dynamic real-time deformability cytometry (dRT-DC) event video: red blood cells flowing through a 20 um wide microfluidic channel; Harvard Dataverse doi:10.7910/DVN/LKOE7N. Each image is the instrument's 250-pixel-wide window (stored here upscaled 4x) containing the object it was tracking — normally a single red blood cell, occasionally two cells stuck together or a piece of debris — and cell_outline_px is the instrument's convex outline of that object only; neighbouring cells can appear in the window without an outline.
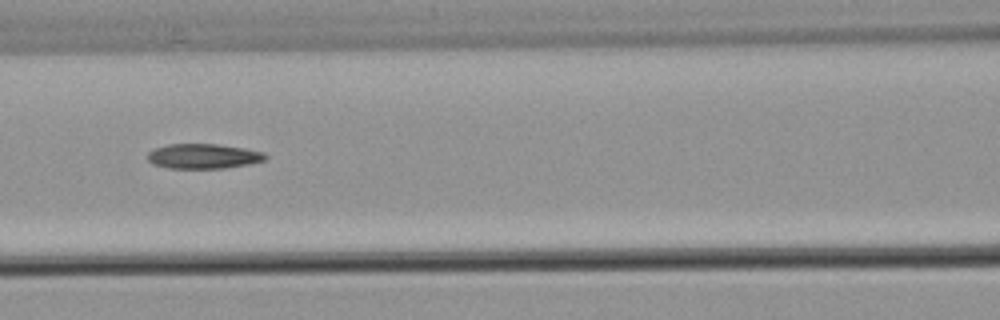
{"species": "common noctule bat (a hibernating species)", "species_latin": "Nyctalus noctula", "temperature_condition": "warm", "stored_images_in_passage": 5, "camera_frame_rate_fps": 3000, "um_per_image_px": 0.085, "animal": {"sex": "male", "body_mass_g": 21.5, "forearm_length_mm": 52.0}, "frame": {"image": 1, "passage_image": 4, "time_ms": 3.667, "image_size_px": [1000, 320], "cell_outline_px": [[268, 156], [264, 160], [248, 164], [224, 168], [168, 168], [152, 164], [148, 160], [148, 152], [152, 148], [168, 144], [216, 144], [244, 148], [264, 152]], "centroid_in_image_um": [17.25, 13.27], "position_along_channel_um": 149.4, "area_um2": 17.11}}